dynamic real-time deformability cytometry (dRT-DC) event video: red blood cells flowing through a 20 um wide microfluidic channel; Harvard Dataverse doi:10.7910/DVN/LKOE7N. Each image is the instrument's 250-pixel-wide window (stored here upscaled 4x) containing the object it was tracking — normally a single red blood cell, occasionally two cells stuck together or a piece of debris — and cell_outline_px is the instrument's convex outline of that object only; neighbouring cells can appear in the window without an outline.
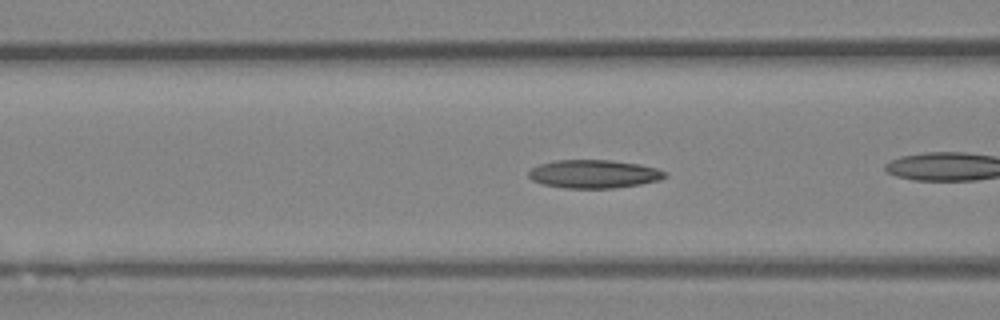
{"species": "Egyptian fruit bat (a non-hibernating species)", "species_latin": "Rousettus aegyptiacus", "temperature_condition": "room temperature", "stored_images_in_passage": 24, "camera_frame_rate_fps": 3000, "um_per_image_px": 0.085, "animal": {"sex": "female"}, "frame": {"image": 1, "passage_image": 4, "time_ms": 1.0, "image_size_px": [1000, 320], "cell_outline_px": [[668, 176], [660, 180], [640, 184], [612, 188], [564, 188], [544, 184], [532, 180], [528, 176], [528, 172], [532, 168], [540, 164], [556, 160], [612, 160], [640, 164], [656, 168], [668, 172]], "centroid_in_image_um": [50.52, 14.78], "position_along_channel_um": 116.1, "area_um2": 22.54}}